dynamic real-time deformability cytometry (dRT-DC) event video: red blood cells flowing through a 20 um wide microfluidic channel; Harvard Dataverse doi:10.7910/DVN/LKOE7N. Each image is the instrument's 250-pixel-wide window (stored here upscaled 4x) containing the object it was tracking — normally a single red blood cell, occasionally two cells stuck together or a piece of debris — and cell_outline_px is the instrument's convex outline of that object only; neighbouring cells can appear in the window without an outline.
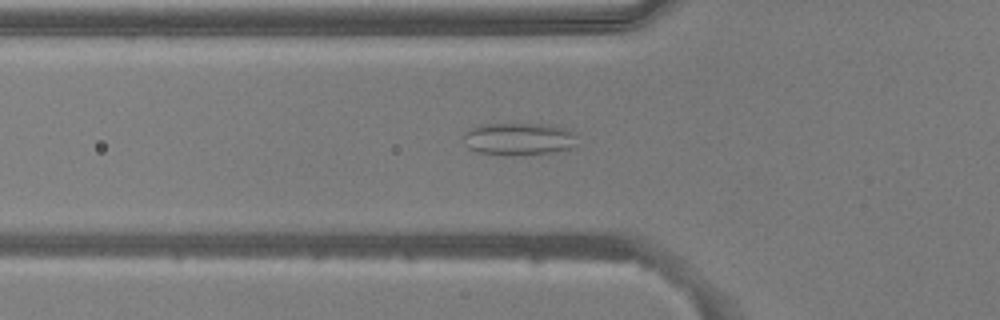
{"species": "common noctule bat (a hibernating species)", "species_latin": "Nyctalus noctula", "temperature_condition": "warm", "stored_images_in_passage": 51, "camera_frame_rate_fps": 3000, "um_per_image_px": 0.085, "animal": {"sex": "male", "body_mass_g": 20.5, "forearm_length_mm": 52.5}, "frame": {"image": 1, "passage_image": 18, "time_ms": 5.667, "image_size_px": [1000, 320], "cell_outline_px": [[572, 148], [556, 152], [524, 156], [504, 156], [480, 152], [468, 148], [464, 144], [464, 132], [468, 128], [480, 124], [548, 124], [568, 128], [572, 132]], "centroid_in_image_um": [44.03, 11.82], "position_along_channel_um": 81.8, "area_um2": 21.85}}
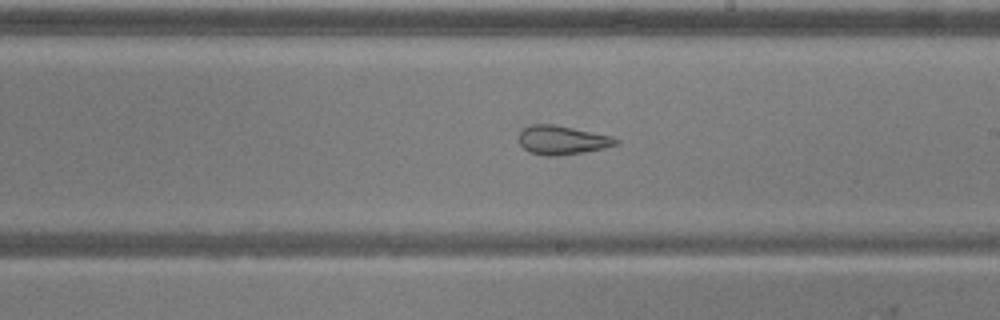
{"frame": {"image": 2, "passage_image": 30, "time_ms": 9.667, "image_size_px": [1000, 320], "cell_outline_px": [[620, 144], [604, 148], [584, 152], [556, 156], [548, 156], [528, 152], [520, 144], [520, 132], [524, 128], [532, 124], [556, 124], [612, 136], [620, 140]], "centroid_in_image_um": [47.82, 11.9], "position_along_channel_um": 241.2, "area_um2": 16.42}}
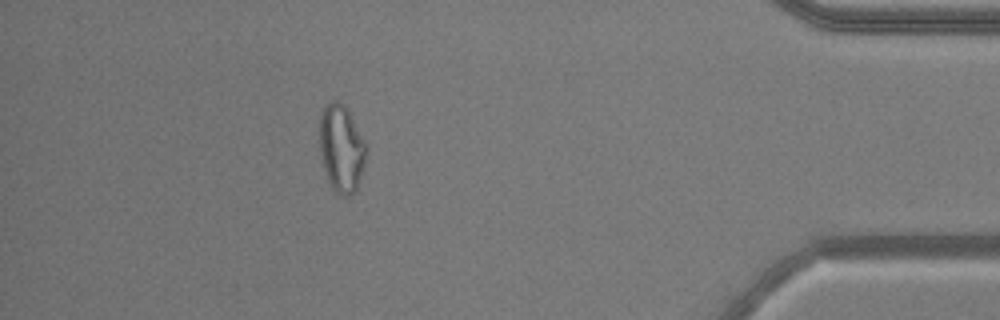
{"frame": {"image": 3, "passage_image": 46, "time_ms": 15.0, "image_size_px": [1000, 320], "cell_outline_px": [[368, 148], [364, 164], [356, 192], [348, 196], [344, 196], [336, 192], [332, 188], [328, 180], [320, 156], [320, 112], [324, 104], [332, 100], [336, 100], [344, 104], [364, 140]], "centroid_in_image_um": [29.01, 12.6], "position_along_channel_um": 406.2, "area_um2": 23.81}, "authors_computed_cell_mechanics": {"area_um2": 22.7732, "velocity_mm_per_s": 3.9645, "shape_relaxation_time_tau1_ms": null, "shape_relaxation_time_tau2_ms": 1.9362, "deformation_change_tau1": null, "deformation_change_tau2": 0.1119}}